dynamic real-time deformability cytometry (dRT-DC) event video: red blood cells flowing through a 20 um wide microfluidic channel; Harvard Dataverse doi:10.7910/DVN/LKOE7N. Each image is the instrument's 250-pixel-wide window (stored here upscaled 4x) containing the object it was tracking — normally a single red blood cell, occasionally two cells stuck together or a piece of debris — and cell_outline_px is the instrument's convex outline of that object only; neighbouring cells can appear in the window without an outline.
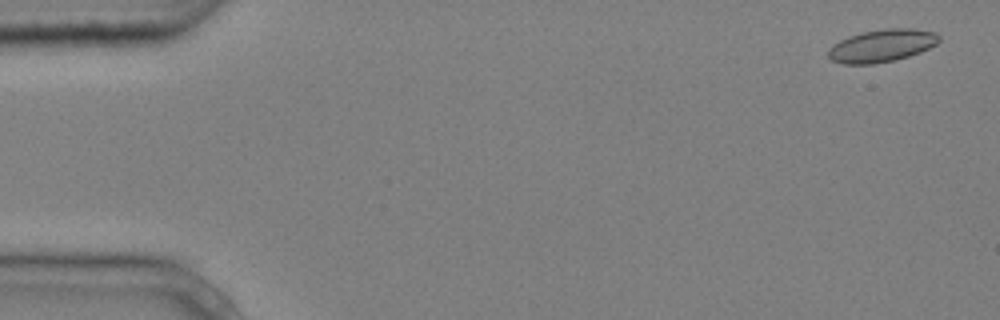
{"species": "common noctule bat (a hibernating species)", "species_latin": "Nyctalus noctula", "temperature_condition": "cold", "stored_images_in_passage": 4, "camera_frame_rate_fps": 3000, "um_per_image_px": 0.085, "animal": {"sex": "male", "body_mass_g": 20.4}, "frame": {"image": 1, "passage_image": 1, "time_ms": 0.0, "image_size_px": [1000, 320], "cell_outline_px": [[940, 40], [936, 44], [920, 52], [896, 60], [872, 64], [844, 64], [832, 60], [828, 56], [828, 48], [832, 44], [848, 36], [860, 32], [884, 28], [912, 28], [936, 32], [940, 36]], "centroid_in_image_um": [74.94, 3.87], "position_along_channel_um": 10.1, "area_um2": 21.27}}
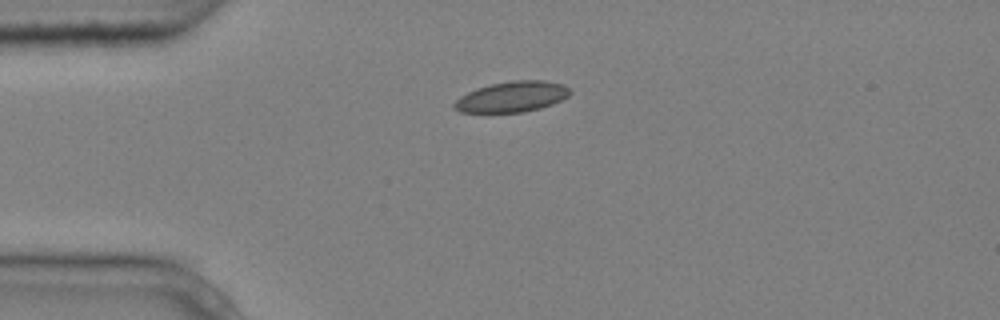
{"frame": {"image": 2, "passage_image": 4, "time_ms": 1.0, "image_size_px": [1000, 320], "cell_outline_px": [[572, 92], [568, 96], [552, 104], [540, 108], [524, 112], [460, 112], [452, 108], [452, 104], [460, 96], [476, 88], [492, 84], [512, 80], [544, 80], [564, 84]], "centroid_in_image_um": [43.51, 8.22], "position_along_channel_um": 41.5, "area_um2": 20.69}}